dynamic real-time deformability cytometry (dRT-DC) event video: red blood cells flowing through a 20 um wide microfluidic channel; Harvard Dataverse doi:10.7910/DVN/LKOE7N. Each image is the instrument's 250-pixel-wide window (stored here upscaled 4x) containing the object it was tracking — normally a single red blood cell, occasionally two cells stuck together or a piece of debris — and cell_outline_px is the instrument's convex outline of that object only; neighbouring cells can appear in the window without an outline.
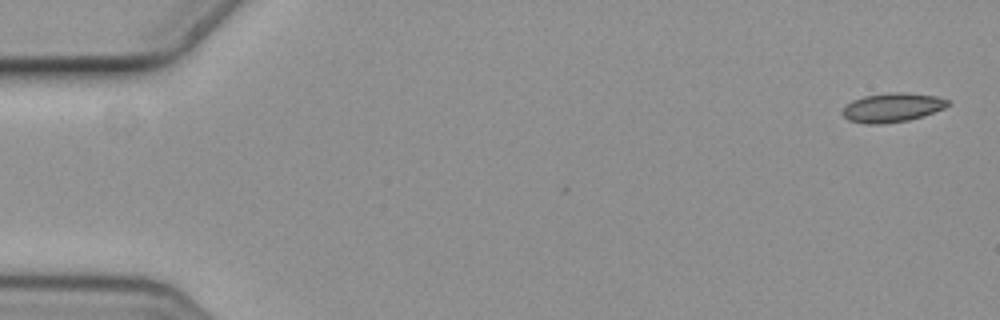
{"species": "common noctule bat (a hibernating species)", "species_latin": "Nyctalus noctula", "temperature_condition": "cold", "stored_images_in_passage": 6, "camera_frame_rate_fps": 3000, "um_per_image_px": 0.085, "animal": {"sex": "female", "body_mass_g": 19.3, "forearm_length_mm": 54.1}, "frame": {"image": 1, "passage_image": 1, "time_ms": 0.0, "image_size_px": [1000, 320], "cell_outline_px": [[952, 104], [944, 108], [924, 116], [908, 120], [884, 124], [864, 124], [848, 120], [840, 112], [852, 100], [864, 96], [888, 92], [904, 92], [936, 96], [948, 100]], "centroid_in_image_um": [75.84, 9.14], "position_along_channel_um": 9.2, "area_um2": 18.03}}
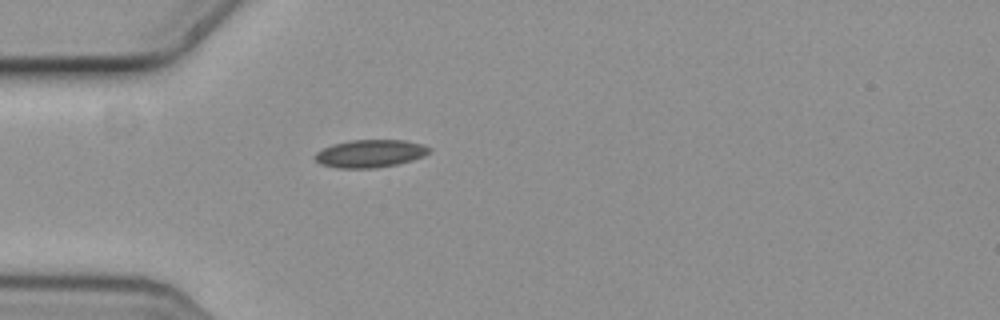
{"frame": {"image": 2, "passage_image": 5, "time_ms": 1.333, "image_size_px": [1000, 320], "cell_outline_px": [[432, 152], [424, 156], [412, 160], [396, 164], [376, 168], [340, 168], [320, 164], [312, 156], [316, 152], [332, 144], [348, 140], [404, 140], [424, 144], [432, 148]], "centroid_in_image_um": [31.48, 13.04], "position_along_channel_um": 53.5, "area_um2": 18.67}}